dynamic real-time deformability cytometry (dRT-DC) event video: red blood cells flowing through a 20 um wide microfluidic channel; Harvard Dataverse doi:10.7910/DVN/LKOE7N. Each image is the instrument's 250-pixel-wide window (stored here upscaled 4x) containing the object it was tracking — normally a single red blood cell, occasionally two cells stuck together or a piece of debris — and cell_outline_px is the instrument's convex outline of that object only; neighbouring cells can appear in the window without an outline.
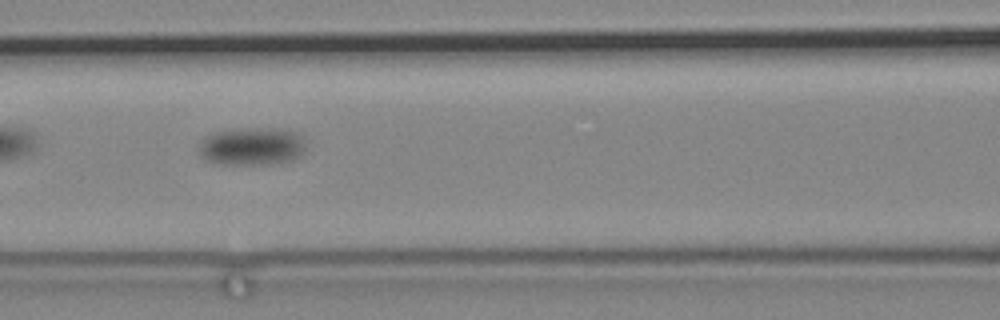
{"species": "common noctule bat (a hibernating species)", "species_latin": "Nyctalus noctula", "temperature_condition": "cold", "stored_images_in_passage": 58, "camera_frame_rate_fps": 3000, "um_per_image_px": 0.085, "animal": {"sex": "male", "body_mass_g": 19.2, "forearm_length_mm": 51.8}, "frame": {"image": 1, "passage_image": 13, "time_ms": 4.0, "image_size_px": [1000, 320], "cell_outline_px": [[304, 148], [292, 160], [260, 164], [220, 164], [204, 160], [196, 152], [196, 144], [204, 136], [216, 132], [252, 128], [280, 128], [296, 132], [304, 136]], "centroid_in_image_um": [21.31, 12.43], "position_along_channel_um": 145.3, "area_um2": 23.76}}
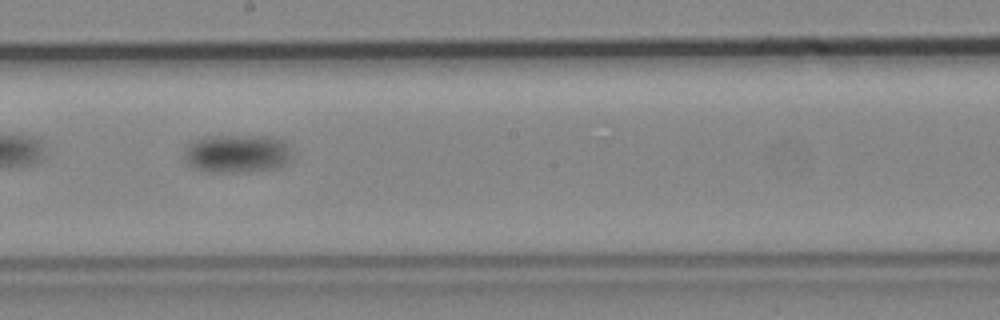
{"frame": {"image": 2, "passage_image": 23, "time_ms": 7.333, "image_size_px": [1000, 320], "cell_outline_px": [[292, 160], [288, 164], [280, 168], [244, 172], [208, 172], [196, 168], [188, 164], [184, 160], [184, 152], [188, 144], [192, 140], [208, 136], [272, 136], [284, 140], [288, 144], [292, 152]], "centroid_in_image_um": [20.21, 13.06], "position_along_channel_um": 228.0, "area_um2": 24.68}}
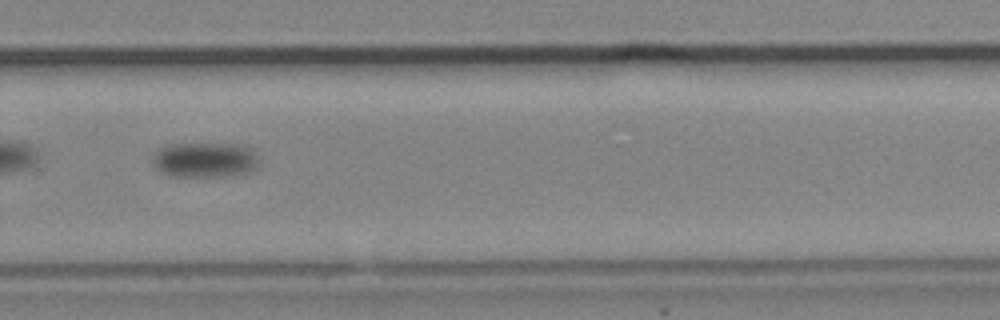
{"frame": {"image": 3, "passage_image": 33, "time_ms": 10.667, "image_size_px": [1000, 320], "cell_outline_px": [[260, 164], [256, 168], [248, 172], [228, 176], [172, 176], [160, 172], [152, 164], [152, 156], [160, 148], [168, 144], [240, 144], [252, 148], [256, 152], [260, 160]], "centroid_in_image_um": [17.45, 13.58], "position_along_channel_um": 312.4, "area_um2": 22.14}}